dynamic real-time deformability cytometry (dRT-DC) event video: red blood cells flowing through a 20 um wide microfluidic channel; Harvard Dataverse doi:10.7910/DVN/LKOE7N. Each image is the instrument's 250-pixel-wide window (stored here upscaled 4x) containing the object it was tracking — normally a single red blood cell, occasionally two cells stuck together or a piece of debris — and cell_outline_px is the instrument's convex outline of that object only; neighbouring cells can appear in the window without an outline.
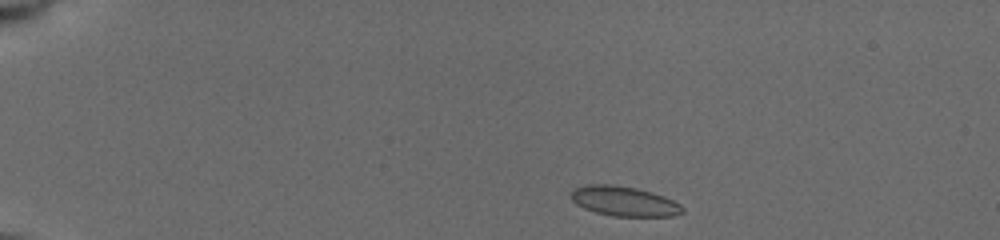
{"species": "common noctule bat (a hibernating species)", "species_latin": "Nyctalus noctula", "temperature_condition": "cold", "stored_images_in_passage": 51, "camera_frame_rate_fps": 3000, "um_per_image_px": 0.085, "animal": {"sex": "female", "body_mass_g": 19.5, "forearm_length_mm": 54.1}, "frame": {"image": 1, "passage_image": 1, "time_ms": 0.0, "image_size_px": [1000, 240], "cell_outline_px": [[684, 212], [672, 216], [612, 216], [596, 212], [584, 208], [576, 204], [572, 200], [572, 192], [576, 188], [588, 184], [612, 184], [636, 188], [652, 192], [664, 196], [680, 204], [684, 208]], "centroid_in_image_um": [53.07, 17.1], "position_along_channel_um": 31.9, "area_um2": 19.25}}
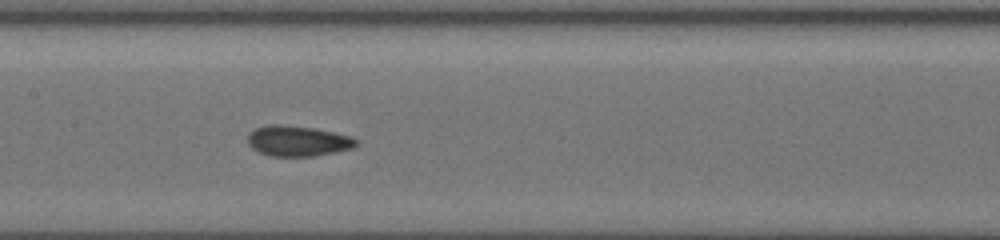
{"frame": {"image": 2, "passage_image": 24, "time_ms": 6.0, "image_size_px": [1000, 240], "cell_outline_px": [[360, 144], [352, 148], [336, 152], [316, 156], [268, 156], [252, 148], [248, 144], [248, 132], [256, 128], [268, 124], [280, 124], [312, 128], [352, 136], [360, 140]], "centroid_in_image_um": [25.33, 11.98], "position_along_channel_um": 182.1, "area_um2": 19.48}}
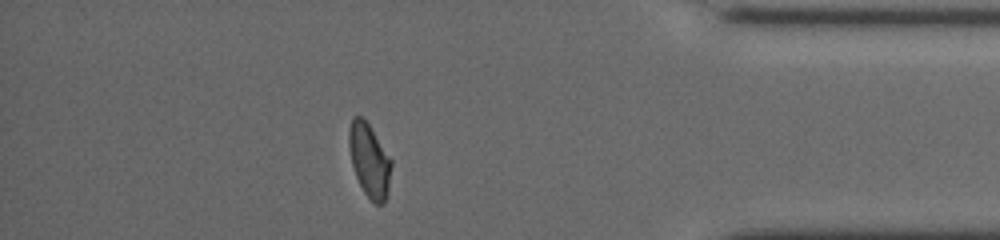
{"frame": {"image": 3, "passage_image": 45, "time_ms": 12.333, "image_size_px": [1000, 240], "cell_outline_px": [[392, 164], [388, 188], [384, 204], [376, 204], [364, 192], [356, 176], [352, 164], [348, 148], [348, 132], [352, 116], [360, 116], [368, 124], [392, 160]], "centroid_in_image_um": [31.38, 13.61], "position_along_channel_um": 403.8, "area_um2": 17.92}, "authors_computed_cell_mechanics": {"area_um2": 18.6116, "velocity_mm_per_s": 3.9218, "shape_relaxation_time_tau1_ms": 6.2321, "shape_relaxation_time_tau2_ms": 1.0154, "deformation_change_tau1": 0.1159, "deformation_change_tau2": 0.0452}}